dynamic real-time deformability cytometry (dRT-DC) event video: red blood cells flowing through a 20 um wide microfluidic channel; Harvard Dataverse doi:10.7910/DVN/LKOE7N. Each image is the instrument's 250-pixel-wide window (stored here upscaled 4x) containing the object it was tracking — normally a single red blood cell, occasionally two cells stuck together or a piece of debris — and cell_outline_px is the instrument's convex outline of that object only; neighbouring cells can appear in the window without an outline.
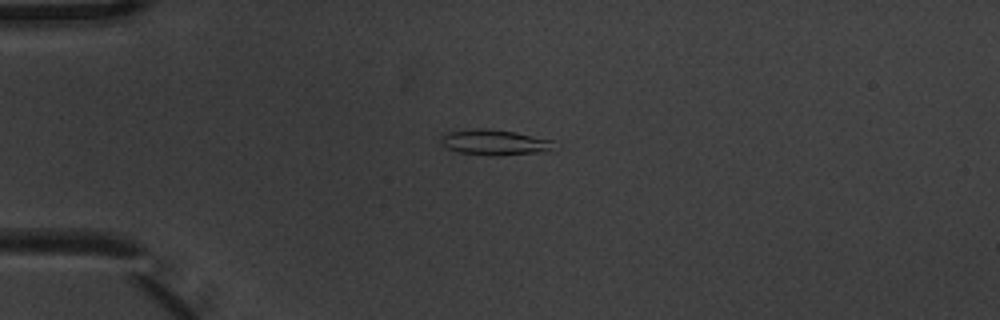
{"species": "common noctule bat (a hibernating species)", "species_latin": "Nyctalus noctula", "temperature_condition": "warm", "stored_images_in_passage": 2, "camera_frame_rate_fps": 3000, "um_per_image_px": 0.085, "animal": {"sex": "male", "body_mass_g": 20.1, "forearm_length_mm": 53.5}, "frame": {"image": 1, "passage_image": 1, "time_ms": 0.0, "image_size_px": [1000, 320], "cell_outline_px": [[552, 144], [548, 148], [540, 152], [500, 156], [488, 156], [460, 152], [448, 148], [440, 144], [440, 136], [448, 132], [476, 128], [488, 128], [516, 132], [552, 140]], "centroid_in_image_um": [41.94, 12.09], "position_along_channel_um": 43.1, "area_um2": 16.7}}